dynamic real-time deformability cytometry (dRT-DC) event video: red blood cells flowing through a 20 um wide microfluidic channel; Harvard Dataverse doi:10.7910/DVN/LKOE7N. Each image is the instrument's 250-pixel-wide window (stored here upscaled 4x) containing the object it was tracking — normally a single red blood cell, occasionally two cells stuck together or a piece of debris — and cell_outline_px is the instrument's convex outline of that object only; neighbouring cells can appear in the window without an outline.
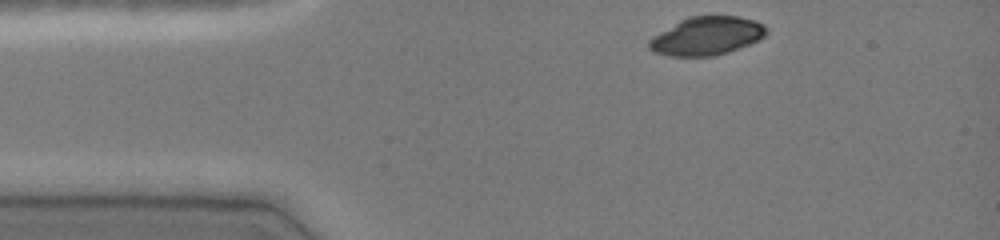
{"species": "common noctule bat (a hibernating species)", "species_latin": "Nyctalus noctula", "temperature_condition": "cold", "stored_images_in_passage": 35, "camera_frame_rate_fps": 3000, "um_per_image_px": 0.085, "animal": {"sex": "female", "body_mass_g": 19.0, "forearm_length_mm": 51.5}, "frame": {"image": 1, "passage_image": 1, "time_ms": 0.0, "image_size_px": [1000, 240], "cell_outline_px": [[768, 32], [760, 40], [728, 52], [716, 56], [668, 56], [656, 52], [648, 48], [648, 40], [652, 36], [680, 20], [688, 16], [736, 16], [756, 20], [764, 24], [768, 28]], "centroid_in_image_um": [60.09, 3.05], "position_along_channel_um": 24.9, "area_um2": 26.41}}
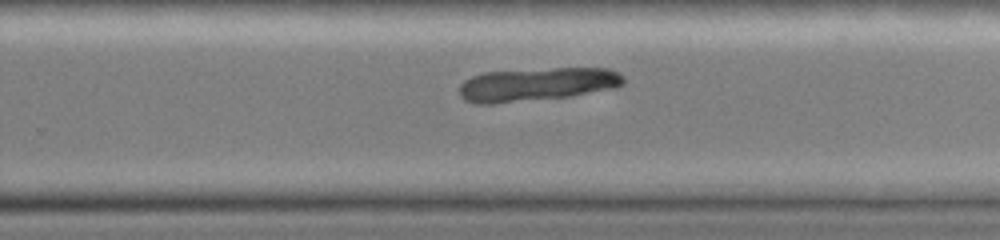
{"frame": {"image": 2, "passage_image": 24, "time_ms": 7.667, "image_size_px": [1000, 240], "cell_outline_px": [[624, 84], [616, 88], [568, 96], [492, 104], [476, 104], [464, 100], [460, 96], [460, 84], [464, 80], [472, 76], [484, 72], [556, 68], [608, 68], [620, 72], [624, 76]], "centroid_in_image_um": [45.65, 7.16], "position_along_channel_um": 284.1, "area_um2": 32.02}}
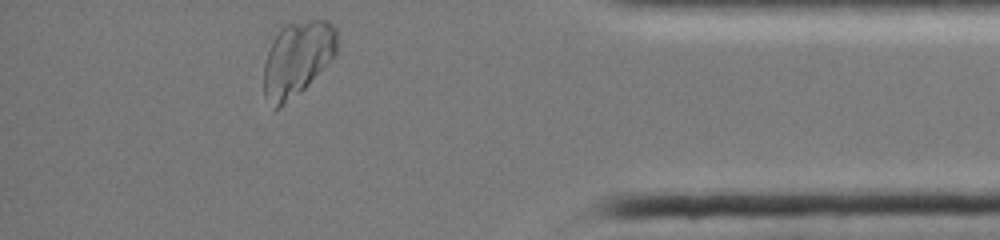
{"frame": {"image": 3, "passage_image": 35, "time_ms": 11.333, "image_size_px": [1000, 240], "cell_outline_px": [[336, 52], [308, 84], [300, 92], [280, 108], [276, 108], [264, 96], [264, 64], [272, 40], [280, 28], [288, 24], [312, 20], [328, 20], [336, 28]], "centroid_in_image_um": [25.24, 4.97], "position_along_channel_um": 410.0, "area_um2": 31.27}}